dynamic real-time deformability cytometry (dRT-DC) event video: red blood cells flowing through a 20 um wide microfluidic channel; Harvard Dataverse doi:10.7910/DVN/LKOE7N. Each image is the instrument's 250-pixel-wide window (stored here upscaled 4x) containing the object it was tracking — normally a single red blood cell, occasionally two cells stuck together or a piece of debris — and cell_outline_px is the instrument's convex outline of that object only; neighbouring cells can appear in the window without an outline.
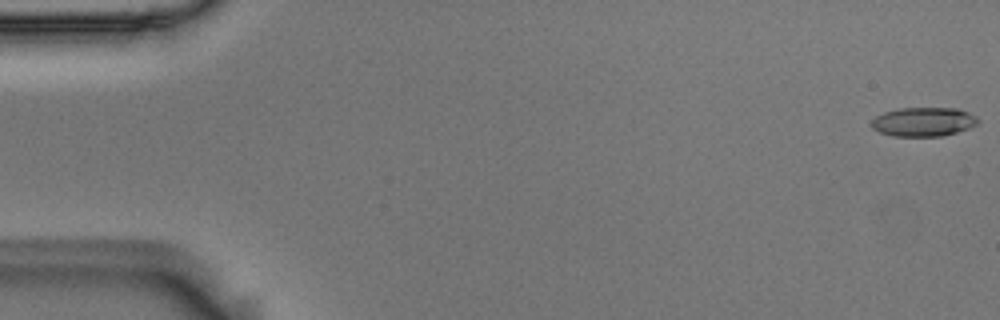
{"species": "Egyptian fruit bat (a non-hibernating species)", "species_latin": "Rousettus aegyptiacus", "temperature_condition": "room temperature", "stored_images_in_passage": 55, "camera_frame_rate_fps": 3000, "um_per_image_px": 0.085, "animal": {"sex": "male"}, "frame": {"image": 1, "passage_image": 1, "time_ms": 0.0, "image_size_px": [1000, 320], "cell_outline_px": [[980, 124], [944, 136], [892, 136], [880, 132], [872, 128], [868, 124], [876, 116], [884, 112], [900, 108], [960, 108], [976, 116], [980, 120]], "centroid_in_image_um": [78.51, 10.35], "position_along_channel_um": 6.5, "area_um2": 18.26}}
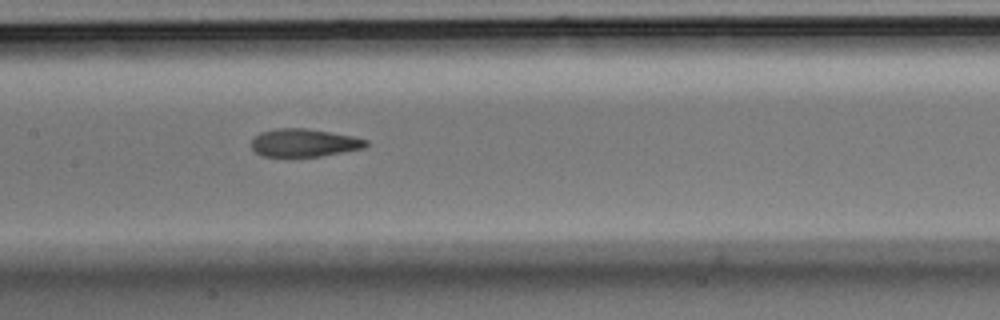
{"frame": {"image": 2, "passage_image": 27, "time_ms": 8.667, "image_size_px": [1000, 320], "cell_outline_px": [[368, 144], [364, 148], [320, 156], [288, 160], [264, 156], [256, 152], [252, 148], [252, 140], [260, 132], [276, 128], [304, 128], [352, 136], [368, 140]], "centroid_in_image_um": [25.8, 12.18], "position_along_channel_um": 181.6, "area_um2": 19.19}}
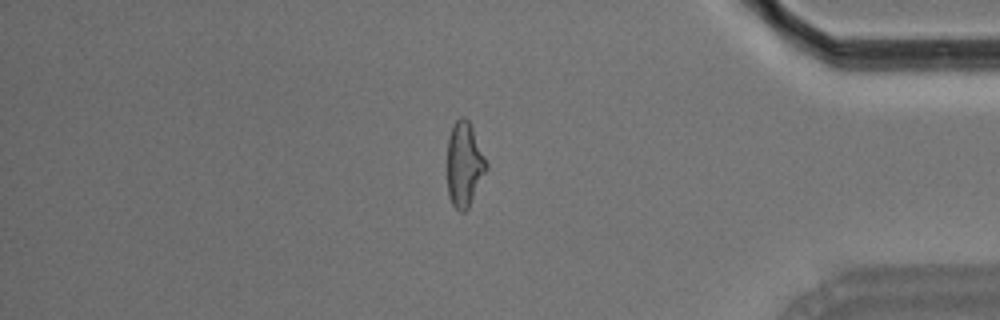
{"frame": {"image": 3, "passage_image": 47, "time_ms": 15.333, "image_size_px": [1000, 320], "cell_outline_px": [[488, 168], [468, 208], [464, 212], [460, 212], [452, 204], [448, 196], [448, 136], [456, 120], [460, 116], [464, 116], [468, 120], [472, 128], [488, 164]], "centroid_in_image_um": [39.47, 13.98], "position_along_channel_um": 395.7, "area_um2": 19.13}, "authors_computed_cell_mechanics": {"area_um2": 19.3052, "velocity_mm_per_s": 3.6637, "shape_relaxation_time_tau1_ms": 5.7644, "shape_relaxation_time_tau2_ms": 2.8362, "deformation_change_tau1": 0.1843, "deformation_change_tau2": 0.1088}}